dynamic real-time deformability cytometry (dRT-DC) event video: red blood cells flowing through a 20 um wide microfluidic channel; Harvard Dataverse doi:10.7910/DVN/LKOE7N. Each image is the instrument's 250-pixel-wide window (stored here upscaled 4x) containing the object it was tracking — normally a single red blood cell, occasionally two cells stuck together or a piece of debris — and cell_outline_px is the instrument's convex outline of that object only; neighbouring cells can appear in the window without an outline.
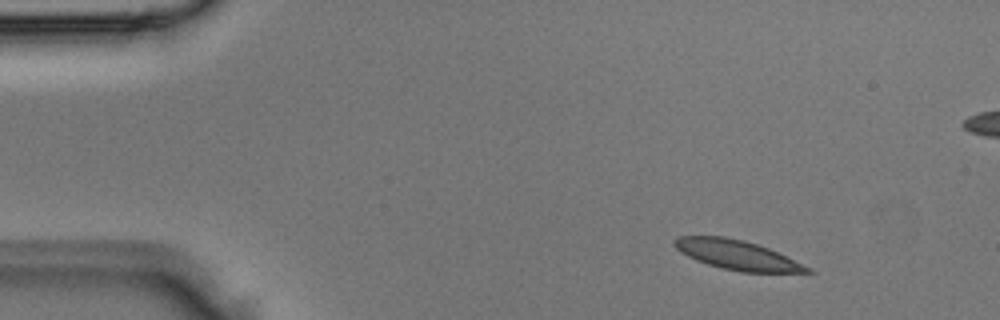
{"species": "Egyptian fruit bat (a non-hibernating species)", "species_latin": "Rousettus aegyptiacus", "temperature_condition": "room temperature", "stored_images_in_passage": 5, "camera_frame_rate_fps": 3000, "um_per_image_px": 0.085, "animal": {"sex": "male"}, "frame": {"image": 1, "passage_image": 1, "time_ms": 0.0, "image_size_px": [1000, 320], "cell_outline_px": [[816, 272], [740, 272], [720, 268], [696, 260], [680, 252], [672, 244], [672, 240], [676, 236], [724, 236], [744, 240], [768, 248], [812, 268]], "centroid_in_image_um": [62.61, 21.66], "position_along_channel_um": 22.4, "area_um2": 22.83}}
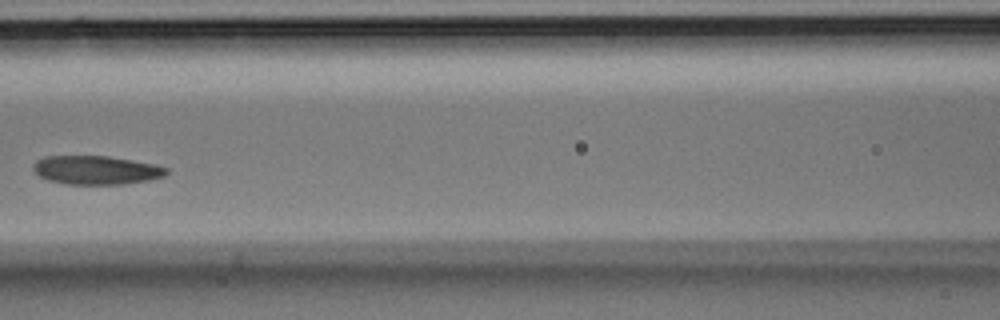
{"frame": {"image": 2, "passage_image": 5, "time_ms": 1.333, "image_size_px": [1000, 320], "cell_outline_px": [[168, 172], [164, 176], [148, 180], [124, 184], [64, 184], [48, 180], [40, 176], [32, 168], [32, 164], [36, 160], [44, 156], [108, 156], [156, 164], [168, 168]], "centroid_in_image_um": [8.16, 14.45], "position_along_channel_um": 158.4, "area_um2": 22.37}}